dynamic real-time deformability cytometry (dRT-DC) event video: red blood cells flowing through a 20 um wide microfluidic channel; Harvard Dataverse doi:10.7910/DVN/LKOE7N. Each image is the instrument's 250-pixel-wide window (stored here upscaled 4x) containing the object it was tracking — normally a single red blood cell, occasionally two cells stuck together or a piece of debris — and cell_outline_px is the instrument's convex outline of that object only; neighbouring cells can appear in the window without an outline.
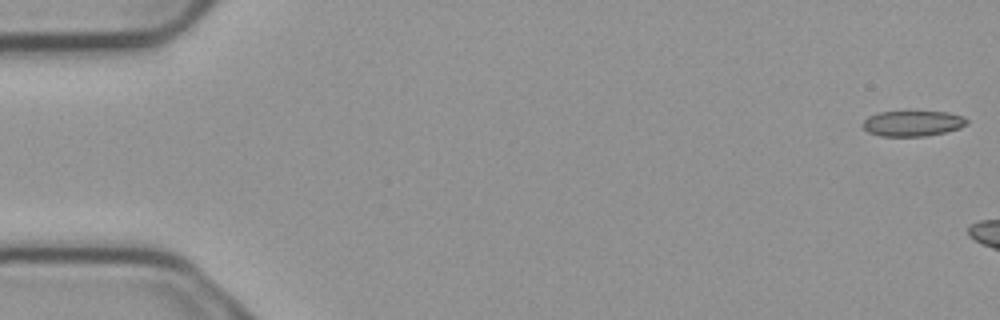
{"species": "common noctule bat (a hibernating species)", "species_latin": "Nyctalus noctula", "temperature_condition": "cold", "stored_images_in_passage": 3, "camera_frame_rate_fps": 3000, "um_per_image_px": 0.085, "animal": {"sex": "male", "body_mass_g": 23.1, "forearm_length_mm": 52.7}, "frame": {"image": 1, "passage_image": 1, "time_ms": 0.0, "image_size_px": [1000, 320], "cell_outline_px": [[968, 124], [960, 128], [944, 132], [924, 136], [880, 136], [868, 132], [864, 128], [864, 120], [868, 116], [880, 112], [948, 112], [964, 116], [968, 120]], "centroid_in_image_um": [77.61, 10.49], "position_along_channel_um": 7.4, "area_um2": 15.37}}